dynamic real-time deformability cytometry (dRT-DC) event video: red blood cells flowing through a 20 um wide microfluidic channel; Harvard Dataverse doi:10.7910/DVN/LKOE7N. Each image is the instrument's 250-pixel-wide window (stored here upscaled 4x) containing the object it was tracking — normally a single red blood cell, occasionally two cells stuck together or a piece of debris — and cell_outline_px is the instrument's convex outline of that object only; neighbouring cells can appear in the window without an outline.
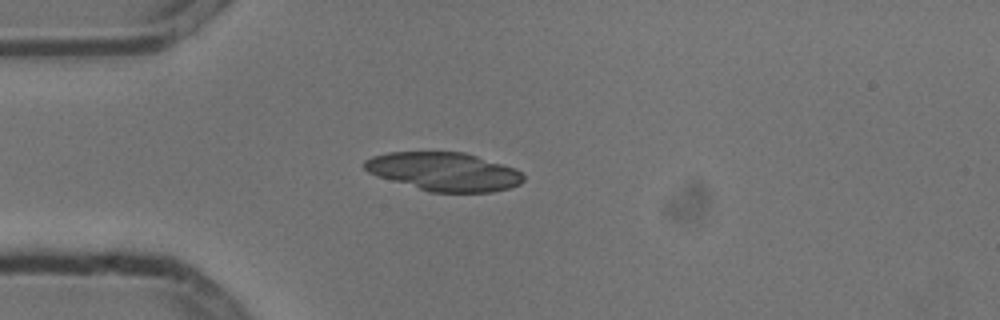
{"species": "common noctule bat (a hibernating species)", "species_latin": "Nyctalus noctula", "temperature_condition": "cold", "stored_images_in_passage": 4, "camera_frame_rate_fps": 3000, "um_per_image_px": 0.085, "animal": {"sex": "male", "body_mass_g": 13.3}, "frame": {"image": 1, "passage_image": 3, "time_ms": 0.667, "image_size_px": [1000, 320], "cell_outline_px": [[524, 180], [520, 184], [508, 188], [492, 192], [432, 192], [376, 176], [368, 172], [364, 168], [364, 160], [372, 156], [388, 152], [464, 152], [516, 168], [524, 176]], "centroid_in_image_um": [37.74, 14.58], "position_along_channel_um": 47.3, "area_um2": 35.55}}